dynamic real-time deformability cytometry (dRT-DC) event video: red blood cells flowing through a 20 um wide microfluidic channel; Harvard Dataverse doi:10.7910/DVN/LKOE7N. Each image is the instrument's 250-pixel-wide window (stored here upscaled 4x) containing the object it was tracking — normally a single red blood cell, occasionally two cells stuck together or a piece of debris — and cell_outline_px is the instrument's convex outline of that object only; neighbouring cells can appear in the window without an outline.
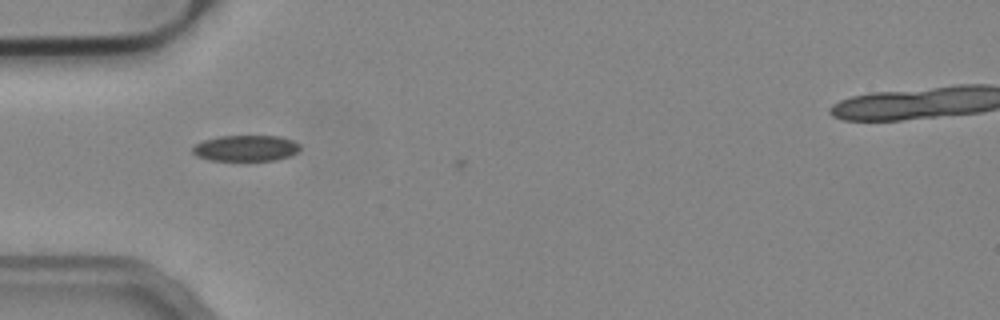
{"species": "common noctule bat (a hibernating species)", "species_latin": "Nyctalus noctula", "temperature_condition": "cold", "stored_images_in_passage": 10, "camera_frame_rate_fps": 3000, "um_per_image_px": 0.085, "animal": {"sex": "male", "body_mass_g": 19.2, "forearm_length_mm": 51.8}, "frame": {"image": 1, "passage_image": 8, "time_ms": 2.333, "image_size_px": [1000, 320], "cell_outline_px": [[300, 148], [292, 156], [276, 160], [208, 160], [196, 156], [192, 152], [192, 148], [196, 144], [204, 140], [220, 136], [280, 136], [292, 140], [300, 144]], "centroid_in_image_um": [20.91, 12.6], "position_along_channel_um": 64.1, "area_um2": 16.3}}